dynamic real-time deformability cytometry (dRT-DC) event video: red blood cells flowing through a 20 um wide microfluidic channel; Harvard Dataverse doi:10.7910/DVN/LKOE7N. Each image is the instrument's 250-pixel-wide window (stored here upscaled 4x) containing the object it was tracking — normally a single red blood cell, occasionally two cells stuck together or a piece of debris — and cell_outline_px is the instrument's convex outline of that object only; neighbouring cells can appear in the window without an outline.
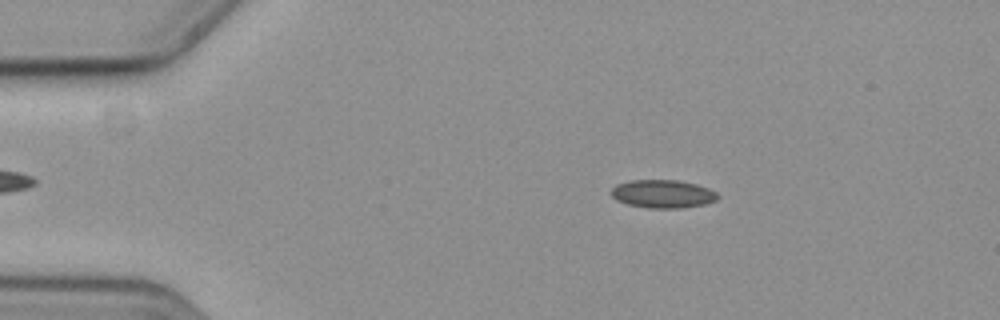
{"species": "common noctule bat (a hibernating species)", "species_latin": "Nyctalus noctula", "temperature_condition": "cold", "stored_images_in_passage": 57, "camera_frame_rate_fps": 3000, "um_per_image_px": 0.085, "animal": {"sex": "female", "body_mass_g": 19.3, "forearm_length_mm": 54.1}, "frame": {"image": 1, "passage_image": 10, "time_ms": 3.0, "image_size_px": [1000, 320], "cell_outline_px": [[720, 196], [716, 200], [704, 204], [680, 208], [648, 208], [628, 204], [616, 200], [612, 196], [612, 188], [616, 184], [628, 180], [676, 180], [696, 184], [708, 188], [716, 192]], "centroid_in_image_um": [56.33, 16.47], "position_along_channel_um": 28.7, "area_um2": 17.46}}
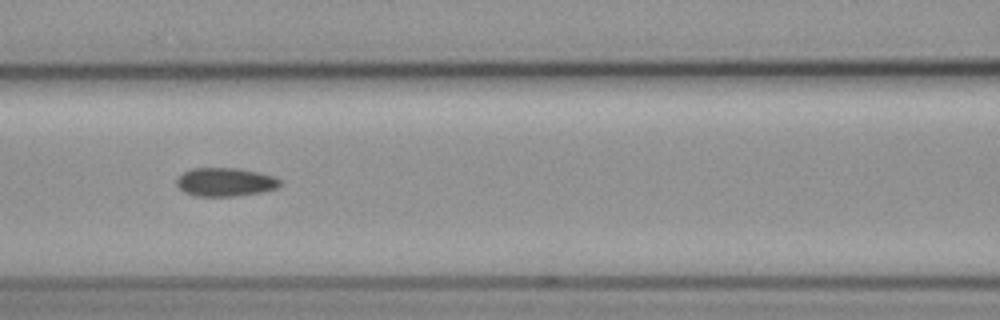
{"frame": {"image": 2, "passage_image": 25, "time_ms": 8.0, "image_size_px": [1000, 320], "cell_outline_px": [[280, 184], [276, 188], [260, 192], [232, 196], [196, 196], [184, 192], [176, 184], [176, 180], [184, 172], [192, 168], [240, 168], [272, 176], [280, 180]], "centroid_in_image_um": [19.11, 15.47], "position_along_channel_um": 147.5, "area_um2": 16.94}}
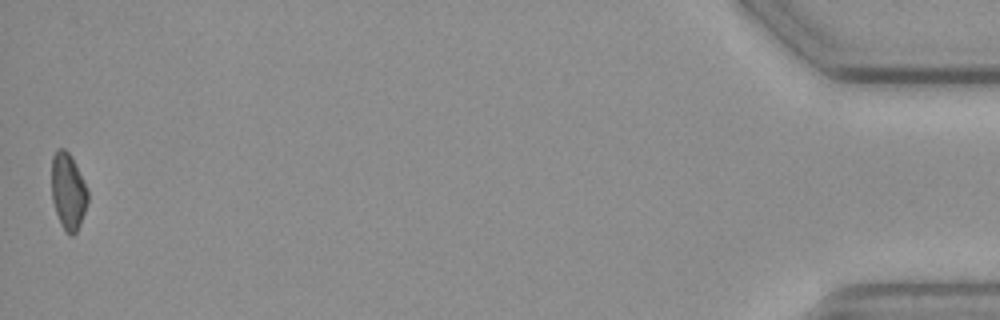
{"frame": {"image": 3, "passage_image": 57, "time_ms": 18.667, "image_size_px": [1000, 320], "cell_outline_px": [[88, 200], [80, 224], [76, 232], [72, 236], [68, 236], [64, 232], [60, 224], [52, 200], [52, 156], [56, 148], [64, 148], [72, 156], [88, 192]], "centroid_in_image_um": [5.77, 16.28], "position_along_channel_um": 429.4, "area_um2": 16.18}, "authors_computed_cell_mechanics": {"area_um2": 16.9932, "velocity_mm_per_s": 3.5918, "shape_relaxation_time_tau1_ms": 5.3155, "shape_relaxation_time_tau2_ms": 5.6075, "deformation_change_tau1": 0.1001, "deformation_change_tau2": 0.1064}}